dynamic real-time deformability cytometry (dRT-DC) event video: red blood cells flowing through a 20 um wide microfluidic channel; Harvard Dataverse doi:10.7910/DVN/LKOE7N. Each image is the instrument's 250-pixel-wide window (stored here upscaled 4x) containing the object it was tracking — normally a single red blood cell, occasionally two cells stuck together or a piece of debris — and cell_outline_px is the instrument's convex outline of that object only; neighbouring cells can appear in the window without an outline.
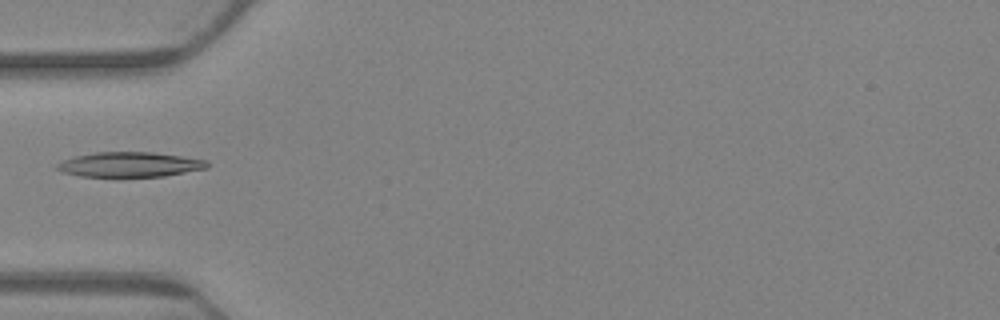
{"species": "Egyptian fruit bat (a non-hibernating species)", "species_latin": "Rousettus aegyptiacus", "temperature_condition": "warm", "stored_images_in_passage": 5, "camera_frame_rate_fps": 3000, "um_per_image_px": 0.085, "animal": {"sex": "female"}, "frame": {"image": 1, "passage_image": 1, "time_ms": 0.0, "image_size_px": [1000, 320], "cell_outline_px": [[208, 168], [164, 176], [80, 176], [64, 172], [56, 168], [56, 164], [64, 160], [76, 156], [96, 152], [152, 152], [208, 160]], "centroid_in_image_um": [11.05, 13.98], "position_along_channel_um": 73.9, "area_um2": 21.5}}
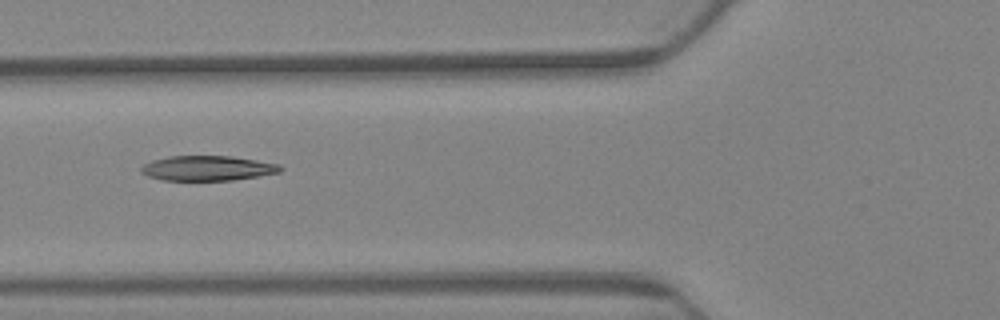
{"frame": {"image": 2, "passage_image": 4, "time_ms": 1.0, "image_size_px": [1000, 320], "cell_outline_px": [[284, 168], [280, 172], [232, 180], [164, 180], [148, 176], [140, 172], [140, 168], [144, 164], [152, 160], [168, 156], [232, 156], [280, 164]], "centroid_in_image_um": [17.63, 14.29], "position_along_channel_um": 108.2, "area_um2": 20.17}}